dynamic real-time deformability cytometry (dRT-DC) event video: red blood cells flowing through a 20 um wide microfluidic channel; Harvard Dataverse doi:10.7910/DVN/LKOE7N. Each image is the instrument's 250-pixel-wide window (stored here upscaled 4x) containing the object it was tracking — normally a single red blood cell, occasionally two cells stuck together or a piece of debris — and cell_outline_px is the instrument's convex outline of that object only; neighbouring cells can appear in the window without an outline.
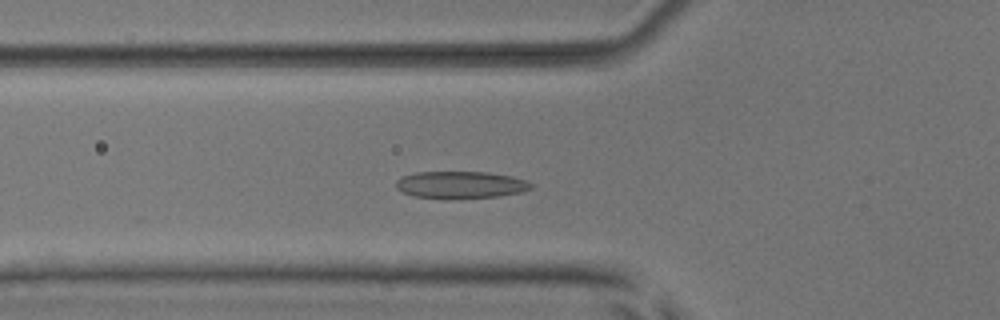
{"species": "common noctule bat (a hibernating species)", "species_latin": "Nyctalus noctula", "temperature_condition": "room temperature", "stored_images_in_passage": 53, "camera_frame_rate_fps": 3000, "um_per_image_px": 0.085, "animal": {"sex": "male", "body_mass_g": 17.9, "forearm_length_mm": 54.2}, "frame": {"image": 1, "passage_image": 19, "time_ms": 6.0, "image_size_px": [1000, 320], "cell_outline_px": [[532, 188], [520, 192], [500, 196], [452, 200], [444, 200], [412, 196], [396, 188], [396, 180], [404, 176], [416, 172], [488, 172], [512, 176], [524, 180], [532, 184]], "centroid_in_image_um": [39.13, 15.73], "position_along_channel_um": 86.7, "area_um2": 21.73}}
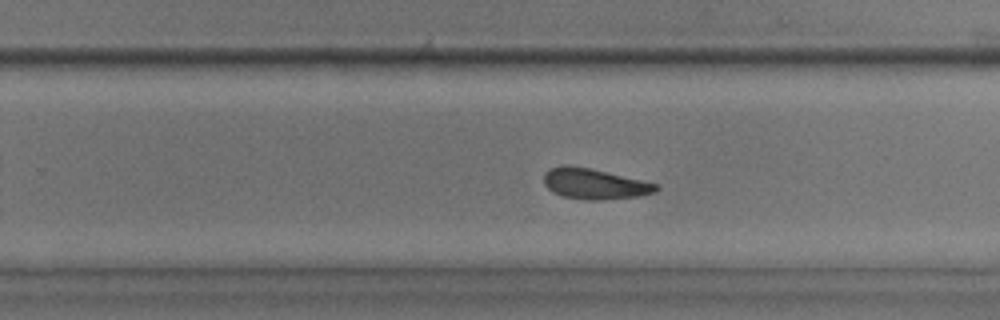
{"frame": {"image": 2, "passage_image": 34, "time_ms": 11.0, "image_size_px": [1000, 320], "cell_outline_px": [[660, 188], [656, 192], [636, 196], [600, 200], [584, 200], [564, 196], [552, 192], [544, 184], [544, 172], [552, 168], [568, 164], [588, 168], [660, 184]], "centroid_in_image_um": [50.53, 15.63], "position_along_channel_um": 279.3, "area_um2": 19.88}}
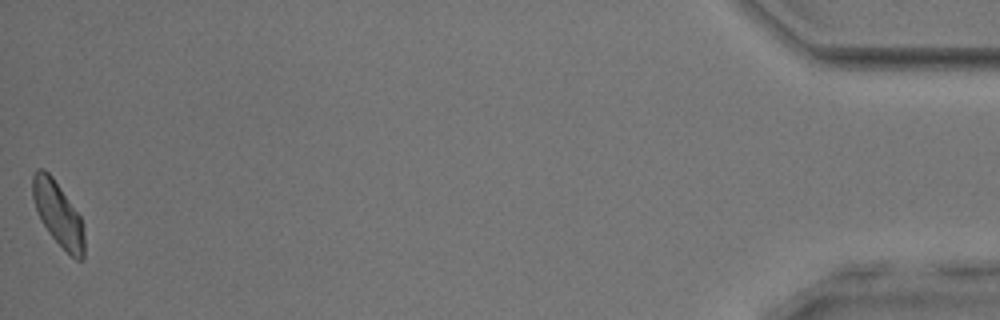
{"frame": {"image": 3, "passage_image": 53, "time_ms": 17.333, "image_size_px": [1000, 320], "cell_outline_px": [[84, 260], [76, 260], [48, 232], [40, 220], [32, 196], [32, 176], [36, 168], [44, 168], [52, 176], [80, 216], [84, 236]], "centroid_in_image_um": [4.92, 18.15], "position_along_channel_um": 430.3, "area_um2": 19.07}, "authors_computed_cell_mechanics": {"area_um2": 20.6924, "velocity_mm_per_s": 3.8616, "shape_relaxation_time_tau1_ms": 3.8913, "shape_relaxation_time_tau2_ms": 4.1095, "deformation_change_tau1": 0.1032, "deformation_change_tau2": 0.1138}}